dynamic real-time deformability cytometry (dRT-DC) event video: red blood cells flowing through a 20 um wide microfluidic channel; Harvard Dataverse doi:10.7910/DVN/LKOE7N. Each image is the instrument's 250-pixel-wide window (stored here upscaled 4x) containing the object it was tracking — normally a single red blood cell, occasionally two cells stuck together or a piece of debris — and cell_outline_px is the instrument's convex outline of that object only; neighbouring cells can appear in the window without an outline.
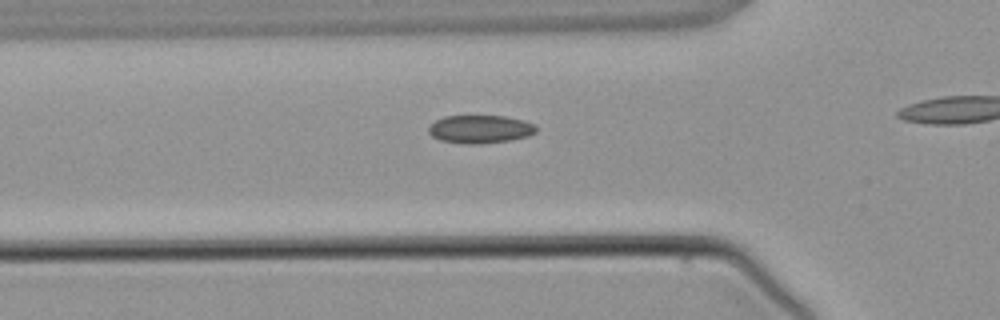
{"species": "common noctule bat (a hibernating species)", "species_latin": "Nyctalus noctula", "temperature_condition": "warm", "stored_images_in_passage": 3, "camera_frame_rate_fps": 3000, "um_per_image_px": 0.085, "animal": {"sex": "male", "body_mass_g": 21.5, "forearm_length_mm": 52.0}, "frame": {"image": 1, "passage_image": 3, "time_ms": 2.333, "image_size_px": [1000, 320], "cell_outline_px": [[536, 132], [528, 136], [508, 140], [480, 144], [464, 144], [440, 140], [432, 136], [428, 132], [428, 128], [436, 120], [444, 116], [504, 116], [524, 120], [536, 124]], "centroid_in_image_um": [40.82, 10.98], "position_along_channel_um": 85.0, "area_um2": 17.63}}